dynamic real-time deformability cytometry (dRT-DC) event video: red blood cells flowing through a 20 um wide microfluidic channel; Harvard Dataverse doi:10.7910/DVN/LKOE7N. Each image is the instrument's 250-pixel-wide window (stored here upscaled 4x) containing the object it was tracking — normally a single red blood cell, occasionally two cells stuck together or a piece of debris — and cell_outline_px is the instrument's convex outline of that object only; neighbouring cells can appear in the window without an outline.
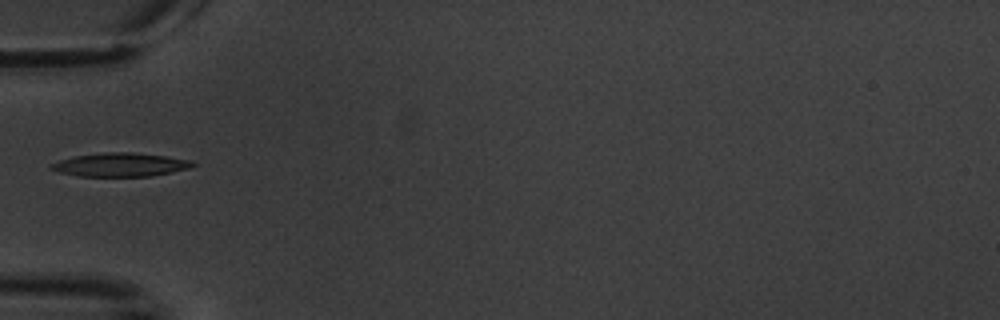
{"species": "common noctule bat (a hibernating species)", "species_latin": "Nyctalus noctula", "temperature_condition": "warm", "stored_images_in_passage": 8, "camera_frame_rate_fps": 3000, "um_per_image_px": 0.085, "animal": {"sex": "male", "body_mass_g": 20.1, "forearm_length_mm": 53.5}, "frame": {"image": 1, "passage_image": 6, "time_ms": 6.333, "image_size_px": [1000, 320], "cell_outline_px": [[196, 164], [192, 168], [152, 176], [80, 176], [60, 172], [48, 168], [52, 164], [60, 160], [76, 156], [104, 152], [132, 152], [164, 156], [192, 160]], "centroid_in_image_um": [10.28, 14.0], "position_along_channel_um": 74.7, "area_um2": 19.36}}
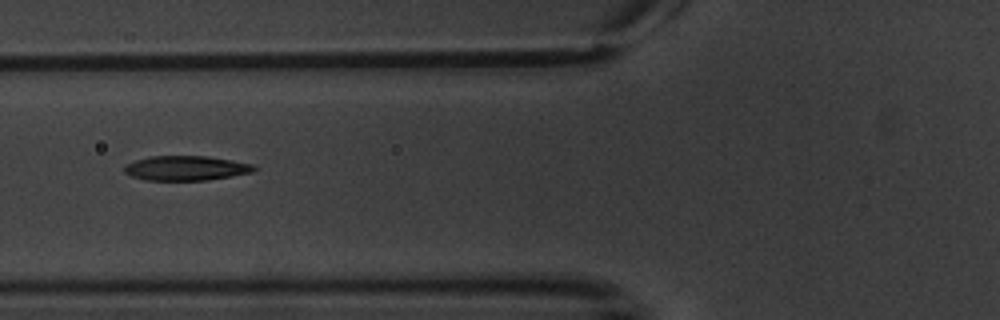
{"frame": {"image": 2, "passage_image": 7, "time_ms": 7.333, "image_size_px": [1000, 320], "cell_outline_px": [[260, 168], [252, 172], [232, 176], [208, 180], [144, 180], [132, 176], [124, 172], [124, 164], [148, 156], [208, 156], [256, 164]], "centroid_in_image_um": [15.85, 14.28], "position_along_channel_um": 110.0, "area_um2": 18.9}}
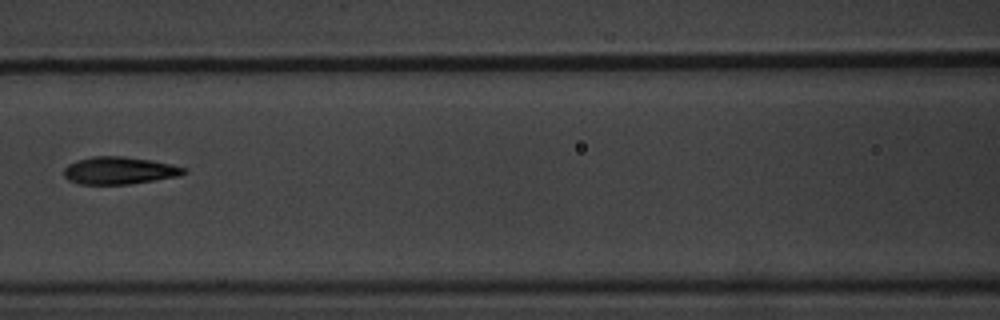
{"frame": {"image": 3, "passage_image": 8, "time_ms": 8.667, "image_size_px": [1000, 320], "cell_outline_px": [[188, 172], [180, 176], [128, 184], [80, 184], [68, 180], [64, 176], [64, 168], [68, 164], [76, 160], [92, 156], [124, 156], [152, 160], [172, 164], [188, 168]], "centroid_in_image_um": [10.16, 14.48], "position_along_channel_um": 156.4, "area_um2": 19.36}}